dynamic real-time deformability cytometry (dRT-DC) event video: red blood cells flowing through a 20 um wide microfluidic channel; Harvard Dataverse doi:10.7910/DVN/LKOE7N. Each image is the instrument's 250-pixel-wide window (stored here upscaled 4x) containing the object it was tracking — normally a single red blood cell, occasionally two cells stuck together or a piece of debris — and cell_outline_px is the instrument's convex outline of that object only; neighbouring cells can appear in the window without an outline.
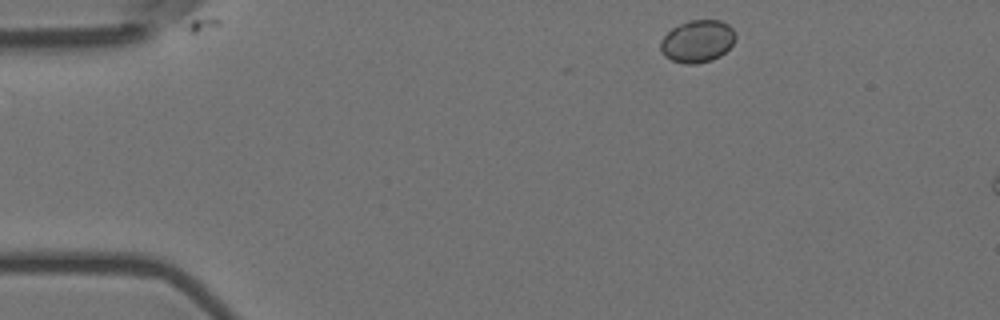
{"species": "Egyptian fruit bat (a non-hibernating species)", "species_latin": "Rousettus aegyptiacus", "temperature_condition": "room temperature", "stored_images_in_passage": 2, "camera_frame_rate_fps": 3000, "um_per_image_px": 0.085, "animal": {"sex": "female"}, "frame": {"image": 1, "passage_image": 1, "time_ms": 0.0, "image_size_px": [1000, 320], "cell_outline_px": [[736, 36], [732, 44], [720, 56], [712, 60], [696, 64], [684, 64], [672, 60], [664, 56], [660, 48], [660, 40], [672, 28], [688, 20], [720, 20], [728, 24], [732, 28]], "centroid_in_image_um": [59.27, 3.51], "position_along_channel_um": 25.7, "area_um2": 18.5}}